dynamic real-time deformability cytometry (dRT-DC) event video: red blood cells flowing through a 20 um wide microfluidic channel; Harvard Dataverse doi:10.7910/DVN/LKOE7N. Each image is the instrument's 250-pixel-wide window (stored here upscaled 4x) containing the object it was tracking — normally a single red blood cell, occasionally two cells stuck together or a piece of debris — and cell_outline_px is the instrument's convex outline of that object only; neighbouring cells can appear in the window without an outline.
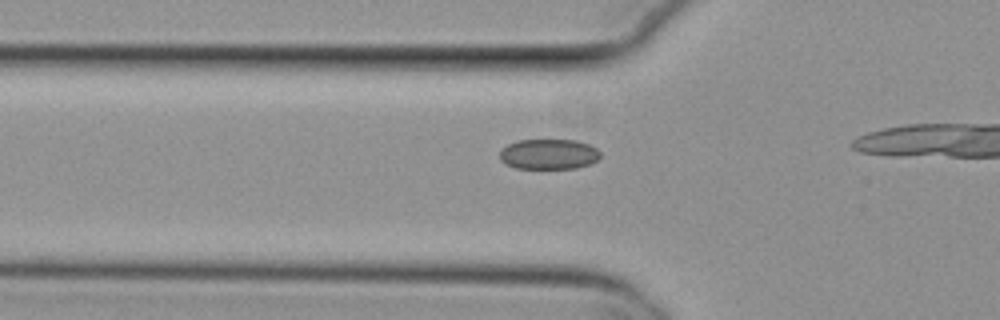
{"species": "common noctule bat (a hibernating species)", "species_latin": "Nyctalus noctula", "temperature_condition": "cold", "stored_images_in_passage": 17, "camera_frame_rate_fps": 3000, "um_per_image_px": 0.085, "animal": {"sex": "female", "body_mass_g": 29.2, "forearm_length_mm": 56.3}, "frame": {"image": 1, "passage_image": 12, "time_ms": 3.667, "image_size_px": [1000, 320], "cell_outline_px": [[600, 156], [596, 160], [588, 164], [576, 168], [516, 168], [504, 164], [500, 160], [500, 148], [516, 140], [576, 140], [588, 144], [596, 148], [600, 152]], "centroid_in_image_um": [46.59, 13.1], "position_along_channel_um": 79.2, "area_um2": 17.8}}
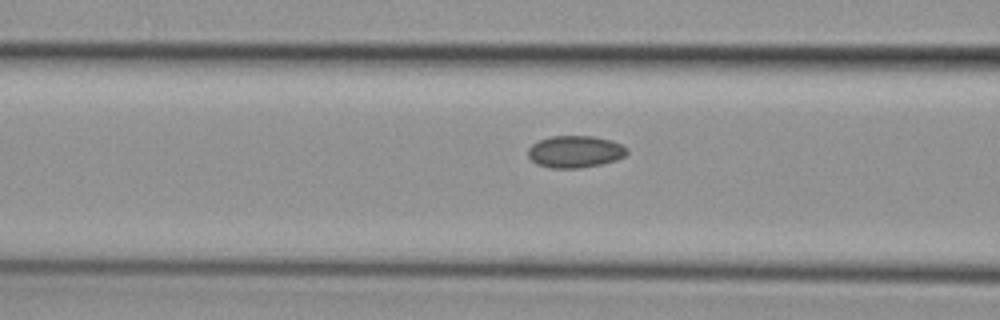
{"frame": {"image": 2, "passage_image": 15, "time_ms": 4.667, "image_size_px": [1000, 320], "cell_outline_px": [[628, 152], [624, 156], [616, 160], [600, 164], [580, 168], [552, 168], [536, 164], [528, 156], [528, 148], [532, 144], [540, 140], [552, 136], [592, 136], [612, 140], [628, 148]], "centroid_in_image_um": [48.89, 12.89], "position_along_channel_um": 117.7, "area_um2": 18.44}}